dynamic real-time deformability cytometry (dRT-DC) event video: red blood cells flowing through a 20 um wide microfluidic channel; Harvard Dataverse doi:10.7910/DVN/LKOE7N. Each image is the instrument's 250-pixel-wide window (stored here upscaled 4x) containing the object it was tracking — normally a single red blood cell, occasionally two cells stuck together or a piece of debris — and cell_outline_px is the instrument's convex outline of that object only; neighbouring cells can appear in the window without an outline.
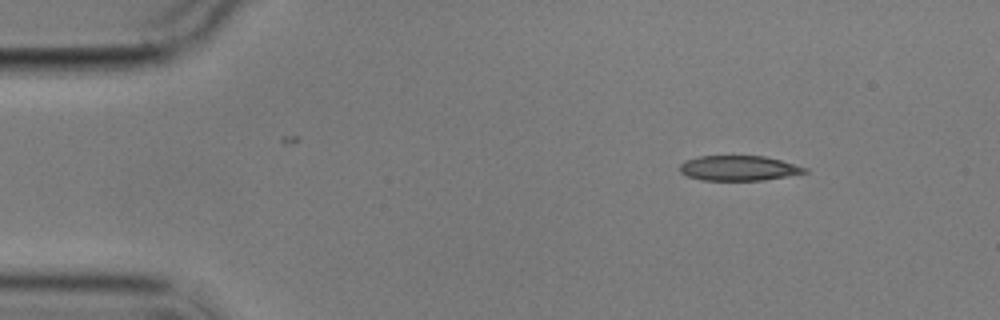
{"species": "common noctule bat (a hibernating species)", "species_latin": "Nyctalus noctula", "temperature_condition": "cold", "stored_images_in_passage": 3, "camera_frame_rate_fps": 3000, "um_per_image_px": 0.085, "animal": {"sex": "male", "body_mass_g": 17.9}, "frame": {"image": 1, "passage_image": 1, "time_ms": 0.0, "image_size_px": [1000, 320], "cell_outline_px": [[808, 172], [764, 180], [704, 180], [688, 176], [680, 172], [680, 164], [684, 160], [700, 156], [764, 156], [780, 160], [808, 168]], "centroid_in_image_um": [62.78, 14.29], "position_along_channel_um": 22.2, "area_um2": 18.09}}